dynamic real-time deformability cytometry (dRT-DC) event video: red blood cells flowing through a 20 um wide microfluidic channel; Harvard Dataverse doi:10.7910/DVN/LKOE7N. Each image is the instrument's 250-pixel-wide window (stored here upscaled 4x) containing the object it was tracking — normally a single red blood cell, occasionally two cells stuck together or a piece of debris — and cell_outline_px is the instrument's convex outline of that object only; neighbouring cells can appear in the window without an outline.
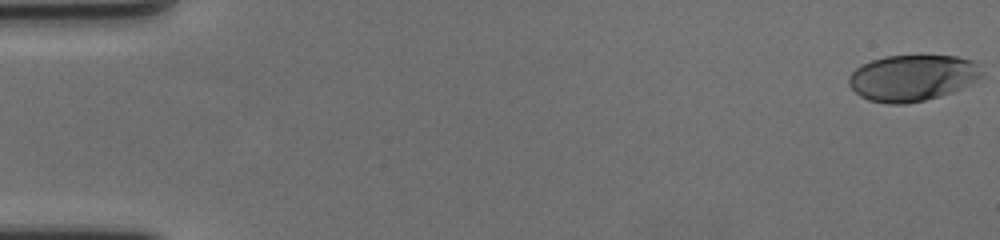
{"species": "human", "species_latin": "Homo sapiens", "temperature_condition": "cold", "stored_images_in_passage": 61, "camera_frame_rate_fps": 3000, "um_per_image_px": 0.085, "donor": {"sex": "female"}, "frame": {"image": 1, "passage_image": 1, "time_ms": 0.0, "image_size_px": [1000, 240], "cell_outline_px": [[984, 72], [980, 76], [960, 88], [952, 92], [940, 96], [924, 100], [904, 104], [888, 104], [868, 100], [860, 96], [848, 84], [848, 76], [860, 64], [884, 56], [956, 56], [976, 60], [984, 64]], "centroid_in_image_um": [77.57, 6.6], "position_along_channel_um": 7.4, "area_um2": 36.07}}
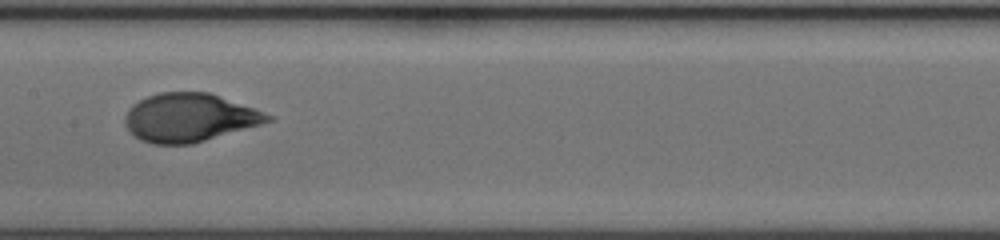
{"frame": {"image": 2, "passage_image": 32, "time_ms": 10.333, "image_size_px": [1000, 240], "cell_outline_px": [[276, 116], [272, 120], [260, 124], [192, 144], [152, 144], [140, 140], [124, 124], [124, 116], [128, 108], [132, 104], [148, 96], [160, 92], [208, 92]], "centroid_in_image_um": [16.07, 9.99], "position_along_channel_um": 191.3, "area_um2": 40.0}}
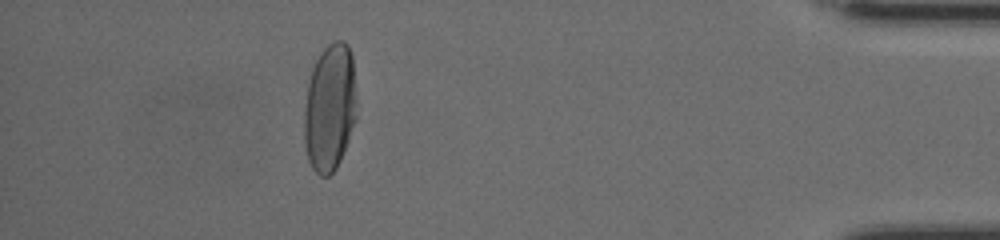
{"frame": {"image": 3, "passage_image": 55, "time_ms": 18.0, "image_size_px": [1000, 240], "cell_outline_px": [[356, 120], [340, 160], [336, 168], [328, 176], [320, 176], [312, 168], [308, 160], [304, 144], [304, 108], [308, 84], [312, 68], [320, 52], [328, 44], [336, 40], [344, 40], [348, 44], [352, 56], [356, 100]], "centroid_in_image_um": [28.03, 9.14], "position_along_channel_um": 407.2, "area_um2": 39.25}, "authors_computed_cell_mechanics": {"area_um2": 39.4196, "velocity_mm_per_s": 3.4796, "shape_relaxation_time_tau1_ms": 4.1639, "shape_relaxation_time_tau2_ms": null, "deformation_change_tau1": 0.198, "deformation_change_tau2": null}}